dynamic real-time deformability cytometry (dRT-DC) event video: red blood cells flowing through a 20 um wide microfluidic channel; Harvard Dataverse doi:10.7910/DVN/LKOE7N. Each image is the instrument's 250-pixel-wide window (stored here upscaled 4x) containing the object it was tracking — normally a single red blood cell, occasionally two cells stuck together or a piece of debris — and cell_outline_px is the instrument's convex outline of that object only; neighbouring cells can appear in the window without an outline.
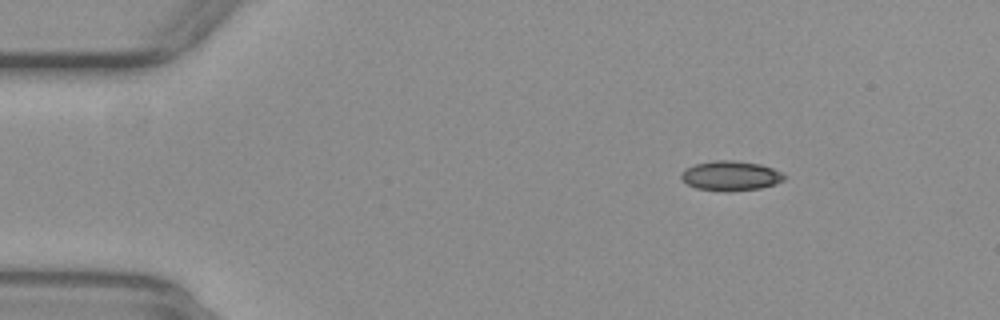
{"species": "common noctule bat (a hibernating species)", "species_latin": "Nyctalus noctula", "temperature_condition": "warm", "stored_images_in_passage": 53, "camera_frame_rate_fps": 3000, "um_per_image_px": 0.085, "animal": {"sex": "female", "body_mass_g": 29.2, "forearm_length_mm": 56.3}, "frame": {"image": 1, "passage_image": 8, "time_ms": 2.333, "image_size_px": [1000, 320], "cell_outline_px": [[784, 180], [776, 184], [760, 188], [728, 192], [696, 188], [688, 184], [680, 176], [680, 172], [696, 164], [712, 160], [732, 160], [760, 164], [772, 168], [780, 172], [784, 176]], "centroid_in_image_um": [62.1, 14.94], "position_along_channel_um": 22.9, "area_um2": 17.74}}
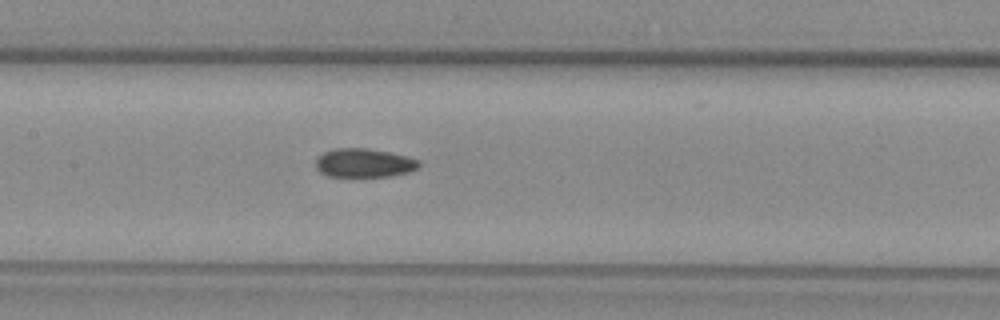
{"frame": {"image": 2, "passage_image": 26, "time_ms": 8.333, "image_size_px": [1000, 320], "cell_outline_px": [[420, 164], [416, 168], [408, 172], [388, 176], [328, 176], [320, 172], [316, 168], [316, 160], [324, 152], [336, 148], [368, 148], [408, 156], [420, 160]], "centroid_in_image_um": [30.95, 13.84], "position_along_channel_um": 176.5, "area_um2": 17.17}}
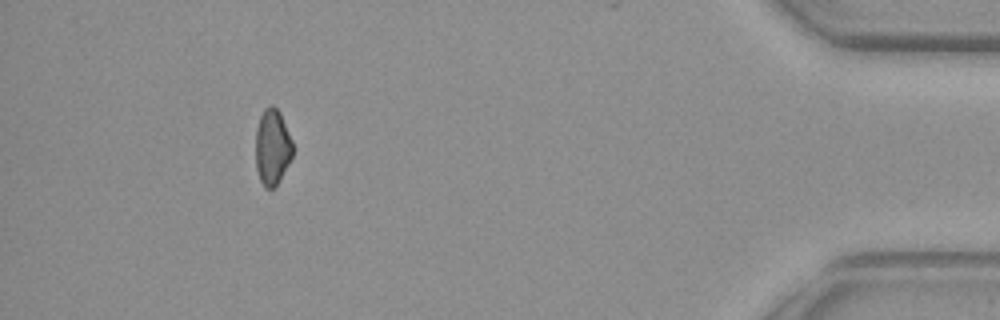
{"frame": {"image": 3, "passage_image": 49, "time_ms": 16.0, "image_size_px": [1000, 320], "cell_outline_px": [[292, 156], [288, 164], [276, 184], [272, 188], [264, 188], [260, 180], [256, 168], [256, 128], [260, 116], [264, 108], [272, 104], [280, 112], [292, 140]], "centroid_in_image_um": [23.13, 12.47], "position_along_channel_um": 412.1, "area_um2": 16.24}, "authors_computed_cell_mechanics": {"area_um2": 17.5134, "velocity_mm_per_s": 3.9115, "shape_relaxation_time_tau1_ms": null, "shape_relaxation_time_tau2_ms": 4.7888, "deformation_change_tau1": null, "deformation_change_tau2": 0.0856}}